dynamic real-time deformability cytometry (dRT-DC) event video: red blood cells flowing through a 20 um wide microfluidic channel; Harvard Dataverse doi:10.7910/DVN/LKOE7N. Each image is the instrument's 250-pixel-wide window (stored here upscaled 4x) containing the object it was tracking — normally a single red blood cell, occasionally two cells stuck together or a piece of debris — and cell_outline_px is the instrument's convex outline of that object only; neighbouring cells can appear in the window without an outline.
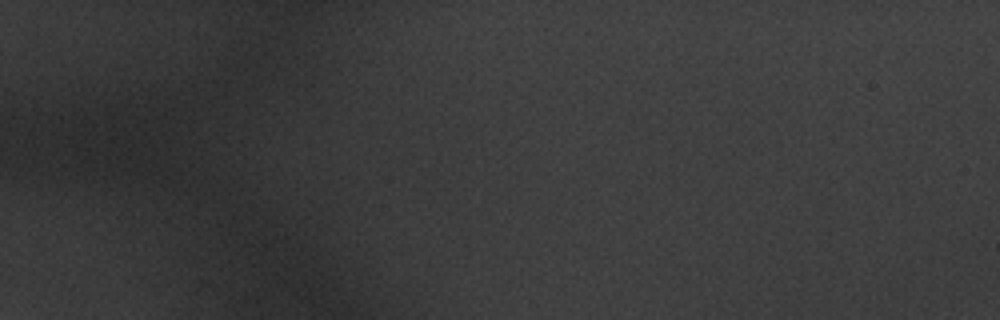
{"species": "common noctule bat (a hibernating species)", "species_latin": "Nyctalus noctula", "temperature_condition": "warm", "stored_images_in_passage": 2, "camera_frame_rate_fps": 3000, "um_per_image_px": 0.085, "animal": {"sex": "male", "body_mass_g": 20.1, "forearm_length_mm": 53.5}, "frame": {"image": 1, "passage_image": 1, "time_ms": 0.0, "image_size_px": [1000, 320], "cell_outline_px": [[156, 172], [144, 176], [112, 176], [68, 160], [68, 144], [72, 132], [124, 128], [156, 164]], "centroid_in_image_um": [9.36, 13.0], "position_along_channel_um": 75.6, "area_um2": 22.6}}